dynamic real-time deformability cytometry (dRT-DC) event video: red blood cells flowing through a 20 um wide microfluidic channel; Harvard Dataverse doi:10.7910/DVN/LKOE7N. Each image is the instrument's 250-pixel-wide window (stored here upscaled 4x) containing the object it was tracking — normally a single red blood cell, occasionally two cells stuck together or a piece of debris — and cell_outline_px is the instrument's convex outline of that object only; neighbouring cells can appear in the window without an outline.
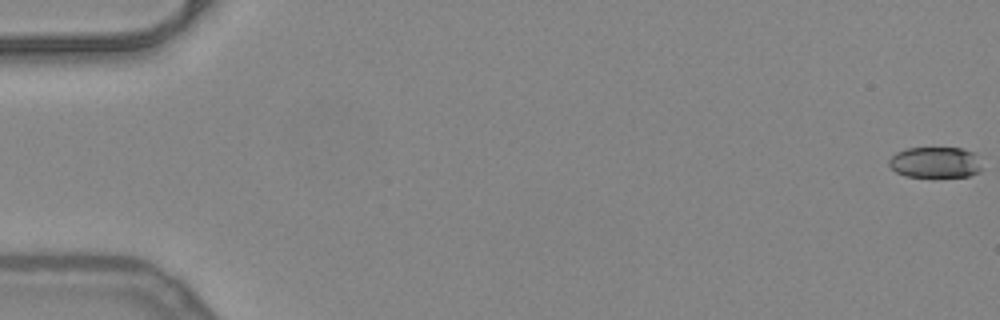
{"species": "common noctule bat (a hibernating species)", "species_latin": "Nyctalus noctula", "temperature_condition": "warm", "stored_images_in_passage": 53, "camera_frame_rate_fps": 3000, "um_per_image_px": 0.085, "animal": {"sex": "female", "body_mass_g": 24.6, "forearm_length_mm": 56.2}, "frame": {"image": 1, "passage_image": 1, "time_ms": 0.0, "image_size_px": [1000, 320], "cell_outline_px": [[980, 172], [968, 176], [904, 176], [896, 172], [888, 164], [888, 160], [896, 152], [908, 148], [964, 148], [976, 152], [980, 168]], "centroid_in_image_um": [79.49, 13.79], "position_along_channel_um": 5.5, "area_um2": 16.7}}
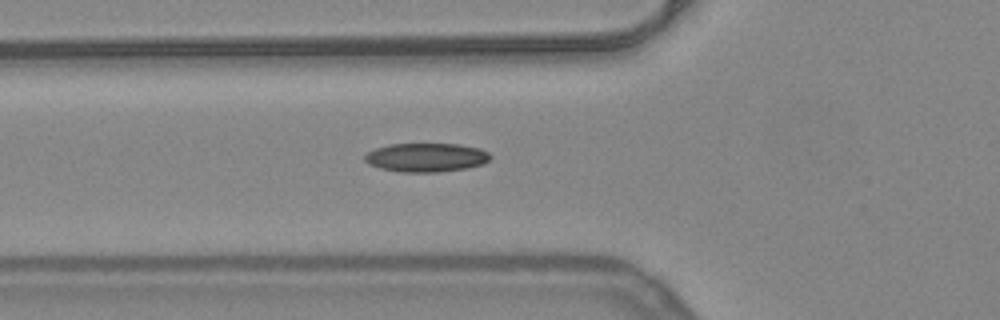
{"frame": {"image": 2, "passage_image": 20, "time_ms": 6.333, "image_size_px": [1000, 320], "cell_outline_px": [[492, 156], [484, 164], [468, 168], [440, 172], [400, 172], [380, 168], [368, 164], [364, 160], [364, 156], [368, 152], [376, 148], [388, 144], [460, 144], [480, 148], [488, 152]], "centroid_in_image_um": [36.24, 13.38], "position_along_channel_um": 89.6, "area_um2": 21.27}}
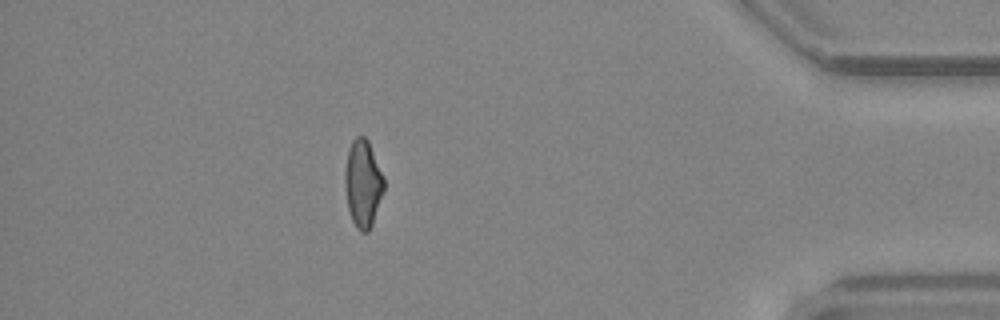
{"frame": {"image": 3, "passage_image": 47, "time_ms": 15.333, "image_size_px": [1000, 320], "cell_outline_px": [[384, 192], [372, 224], [368, 232], [360, 232], [356, 228], [352, 220], [348, 208], [344, 180], [344, 172], [348, 148], [352, 140], [356, 136], [364, 136], [368, 140], [384, 176]], "centroid_in_image_um": [30.85, 15.59], "position_along_channel_um": 404.4, "area_um2": 20.06}, "authors_computed_cell_mechanics": {"area_um2": 20.0566, "velocity_mm_per_s": 3.9988, "shape_relaxation_time_tau1_ms": 7.3332, "shape_relaxation_time_tau2_ms": 2.365, "deformation_change_tau1": 0.1914, "deformation_change_tau2": 0.0795}}